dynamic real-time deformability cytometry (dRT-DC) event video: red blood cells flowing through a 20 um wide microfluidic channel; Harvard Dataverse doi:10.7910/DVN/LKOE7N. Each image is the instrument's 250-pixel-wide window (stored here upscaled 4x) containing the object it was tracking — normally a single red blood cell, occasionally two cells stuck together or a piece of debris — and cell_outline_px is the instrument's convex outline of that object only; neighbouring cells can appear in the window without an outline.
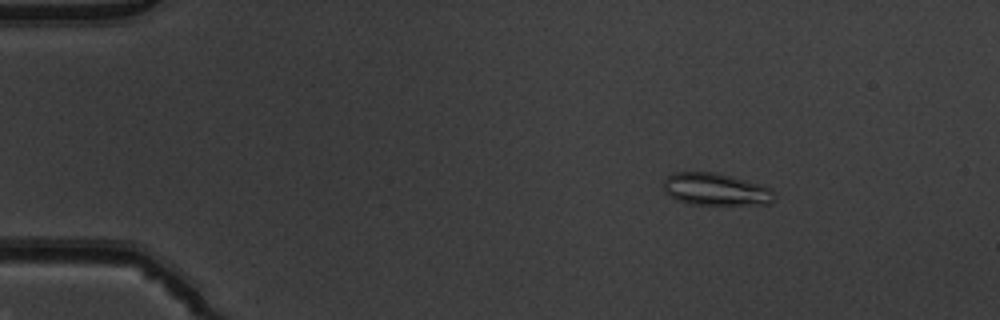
{"species": "common noctule bat (a hibernating species)", "species_latin": "Nyctalus noctula", "temperature_condition": "warm", "stored_images_in_passage": 53, "camera_frame_rate_fps": 3000, "um_per_image_px": 0.085, "animal": {"sex": "male", "body_mass_g": 19.5, "forearm_length_mm": 54.6}, "frame": {"image": 1, "passage_image": 9, "time_ms": 2.667, "image_size_px": [1000, 320], "cell_outline_px": [[776, 196], [768, 204], [688, 204], [676, 200], [664, 192], [664, 180], [672, 172], [716, 172], [732, 176], [760, 184], [772, 188]], "centroid_in_image_um": [60.82, 16.09], "position_along_channel_um": 24.2, "area_um2": 20.92}}
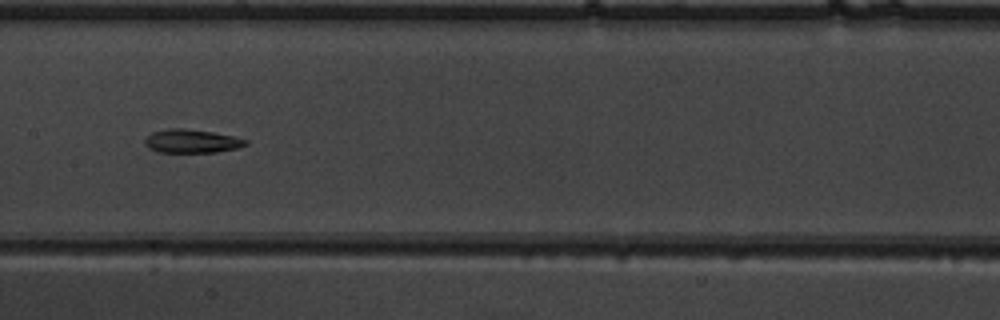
{"frame": {"image": 2, "passage_image": 28, "time_ms": 9.0, "image_size_px": [1000, 320], "cell_outline_px": [[248, 144], [236, 148], [216, 152], [160, 152], [148, 148], [144, 144], [144, 140], [152, 132], [168, 128], [184, 128], [212, 132], [232, 136], [248, 140]], "centroid_in_image_um": [16.27, 11.99], "position_along_channel_um": 191.1, "area_um2": 13.76}}
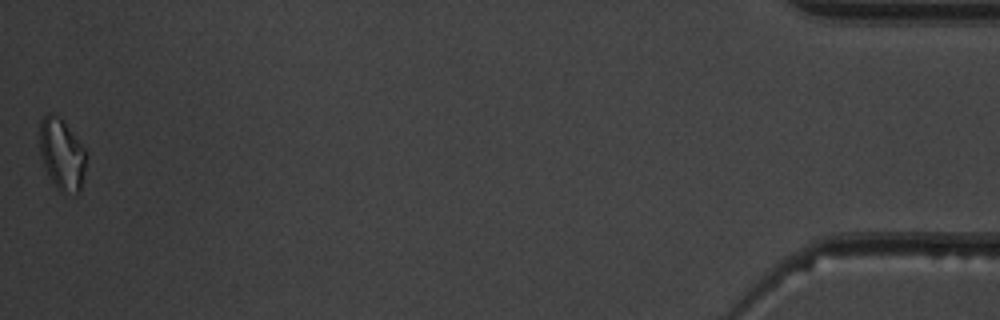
{"frame": {"image": 3, "passage_image": 53, "time_ms": 17.333, "image_size_px": [1000, 320], "cell_outline_px": [[84, 172], [80, 192], [76, 196], [56, 188], [48, 176], [40, 156], [40, 120], [48, 112], [56, 116], [76, 136], [84, 148]], "centroid_in_image_um": [5.23, 13.16], "position_along_channel_um": 430.0, "area_um2": 19.02}}